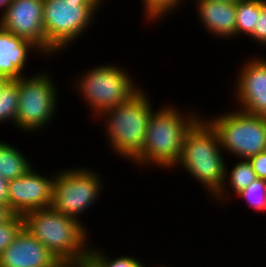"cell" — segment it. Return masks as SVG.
<instances>
[{
  "label": "cell",
  "mask_w": 266,
  "mask_h": 267,
  "mask_svg": "<svg viewBox=\"0 0 266 267\" xmlns=\"http://www.w3.org/2000/svg\"><path fill=\"white\" fill-rule=\"evenodd\" d=\"M98 246L89 245L88 260L85 267H145L143 260L133 256L123 255L116 258L106 256L107 252L99 250Z\"/></svg>",
  "instance_id": "cell-20"
},
{
  "label": "cell",
  "mask_w": 266,
  "mask_h": 267,
  "mask_svg": "<svg viewBox=\"0 0 266 267\" xmlns=\"http://www.w3.org/2000/svg\"><path fill=\"white\" fill-rule=\"evenodd\" d=\"M256 172L257 178L266 180V150L248 159Z\"/></svg>",
  "instance_id": "cell-25"
},
{
  "label": "cell",
  "mask_w": 266,
  "mask_h": 267,
  "mask_svg": "<svg viewBox=\"0 0 266 267\" xmlns=\"http://www.w3.org/2000/svg\"><path fill=\"white\" fill-rule=\"evenodd\" d=\"M221 150L216 131L205 115L200 116L186 131L181 155L173 168L181 166L215 200L213 197L223 185L227 165Z\"/></svg>",
  "instance_id": "cell-2"
},
{
  "label": "cell",
  "mask_w": 266,
  "mask_h": 267,
  "mask_svg": "<svg viewBox=\"0 0 266 267\" xmlns=\"http://www.w3.org/2000/svg\"><path fill=\"white\" fill-rule=\"evenodd\" d=\"M236 196L244 199L252 210L266 212V180L257 178Z\"/></svg>",
  "instance_id": "cell-22"
},
{
  "label": "cell",
  "mask_w": 266,
  "mask_h": 267,
  "mask_svg": "<svg viewBox=\"0 0 266 267\" xmlns=\"http://www.w3.org/2000/svg\"><path fill=\"white\" fill-rule=\"evenodd\" d=\"M15 213L6 204H0V224L8 221Z\"/></svg>",
  "instance_id": "cell-27"
},
{
  "label": "cell",
  "mask_w": 266,
  "mask_h": 267,
  "mask_svg": "<svg viewBox=\"0 0 266 267\" xmlns=\"http://www.w3.org/2000/svg\"><path fill=\"white\" fill-rule=\"evenodd\" d=\"M216 1L236 3L238 0H216Z\"/></svg>",
  "instance_id": "cell-30"
},
{
  "label": "cell",
  "mask_w": 266,
  "mask_h": 267,
  "mask_svg": "<svg viewBox=\"0 0 266 267\" xmlns=\"http://www.w3.org/2000/svg\"><path fill=\"white\" fill-rule=\"evenodd\" d=\"M266 58V57H265ZM249 58L239 66L235 83V100L239 110L266 117V59ZM239 72V73H238Z\"/></svg>",
  "instance_id": "cell-11"
},
{
  "label": "cell",
  "mask_w": 266,
  "mask_h": 267,
  "mask_svg": "<svg viewBox=\"0 0 266 267\" xmlns=\"http://www.w3.org/2000/svg\"><path fill=\"white\" fill-rule=\"evenodd\" d=\"M12 0H0V9H2L1 16L6 12L7 8L9 7V4Z\"/></svg>",
  "instance_id": "cell-29"
},
{
  "label": "cell",
  "mask_w": 266,
  "mask_h": 267,
  "mask_svg": "<svg viewBox=\"0 0 266 267\" xmlns=\"http://www.w3.org/2000/svg\"><path fill=\"white\" fill-rule=\"evenodd\" d=\"M19 79L5 80L0 88V124L12 122L16 128L19 106Z\"/></svg>",
  "instance_id": "cell-18"
},
{
  "label": "cell",
  "mask_w": 266,
  "mask_h": 267,
  "mask_svg": "<svg viewBox=\"0 0 266 267\" xmlns=\"http://www.w3.org/2000/svg\"><path fill=\"white\" fill-rule=\"evenodd\" d=\"M5 78H3L2 76H0V88H1V85L5 82Z\"/></svg>",
  "instance_id": "cell-31"
},
{
  "label": "cell",
  "mask_w": 266,
  "mask_h": 267,
  "mask_svg": "<svg viewBox=\"0 0 266 267\" xmlns=\"http://www.w3.org/2000/svg\"><path fill=\"white\" fill-rule=\"evenodd\" d=\"M142 89L125 103L109 108L98 116L100 119L102 117L100 121L105 122L103 129L107 145L115 156L128 162L141 151L155 109L147 91Z\"/></svg>",
  "instance_id": "cell-4"
},
{
  "label": "cell",
  "mask_w": 266,
  "mask_h": 267,
  "mask_svg": "<svg viewBox=\"0 0 266 267\" xmlns=\"http://www.w3.org/2000/svg\"><path fill=\"white\" fill-rule=\"evenodd\" d=\"M8 181L0 176V204L8 205Z\"/></svg>",
  "instance_id": "cell-26"
},
{
  "label": "cell",
  "mask_w": 266,
  "mask_h": 267,
  "mask_svg": "<svg viewBox=\"0 0 266 267\" xmlns=\"http://www.w3.org/2000/svg\"><path fill=\"white\" fill-rule=\"evenodd\" d=\"M50 71L44 70L31 76L19 78V106L17 110L16 128L20 132L38 133L55 118L58 108V92L56 81ZM57 104V105H56ZM51 121V122H50Z\"/></svg>",
  "instance_id": "cell-7"
},
{
  "label": "cell",
  "mask_w": 266,
  "mask_h": 267,
  "mask_svg": "<svg viewBox=\"0 0 266 267\" xmlns=\"http://www.w3.org/2000/svg\"><path fill=\"white\" fill-rule=\"evenodd\" d=\"M78 167L54 170L51 207L85 225L79 216L89 211L92 204H97L104 180L101 179L102 175L100 176L99 172L91 168Z\"/></svg>",
  "instance_id": "cell-9"
},
{
  "label": "cell",
  "mask_w": 266,
  "mask_h": 267,
  "mask_svg": "<svg viewBox=\"0 0 266 267\" xmlns=\"http://www.w3.org/2000/svg\"><path fill=\"white\" fill-rule=\"evenodd\" d=\"M43 3L44 0H12L6 12L0 16V26L31 41L46 56Z\"/></svg>",
  "instance_id": "cell-12"
},
{
  "label": "cell",
  "mask_w": 266,
  "mask_h": 267,
  "mask_svg": "<svg viewBox=\"0 0 266 267\" xmlns=\"http://www.w3.org/2000/svg\"><path fill=\"white\" fill-rule=\"evenodd\" d=\"M35 170L33 165L21 177L8 181V206L15 214L24 215L52 205L55 173L47 177Z\"/></svg>",
  "instance_id": "cell-10"
},
{
  "label": "cell",
  "mask_w": 266,
  "mask_h": 267,
  "mask_svg": "<svg viewBox=\"0 0 266 267\" xmlns=\"http://www.w3.org/2000/svg\"><path fill=\"white\" fill-rule=\"evenodd\" d=\"M30 52L45 56L31 41L18 37L0 26V76L19 79L25 72Z\"/></svg>",
  "instance_id": "cell-14"
},
{
  "label": "cell",
  "mask_w": 266,
  "mask_h": 267,
  "mask_svg": "<svg viewBox=\"0 0 266 267\" xmlns=\"http://www.w3.org/2000/svg\"><path fill=\"white\" fill-rule=\"evenodd\" d=\"M18 149L0 140V176L7 181L21 177L33 166Z\"/></svg>",
  "instance_id": "cell-17"
},
{
  "label": "cell",
  "mask_w": 266,
  "mask_h": 267,
  "mask_svg": "<svg viewBox=\"0 0 266 267\" xmlns=\"http://www.w3.org/2000/svg\"><path fill=\"white\" fill-rule=\"evenodd\" d=\"M173 106L175 105L163 104L153 110L142 149L131 160V164H136L137 167L149 168L148 166L155 165L154 168L173 169L181 155L186 131L201 116L195 110L181 113L177 106Z\"/></svg>",
  "instance_id": "cell-1"
},
{
  "label": "cell",
  "mask_w": 266,
  "mask_h": 267,
  "mask_svg": "<svg viewBox=\"0 0 266 267\" xmlns=\"http://www.w3.org/2000/svg\"><path fill=\"white\" fill-rule=\"evenodd\" d=\"M24 227L57 259H70L85 267L89 253V230L76 219L54 208L34 209L23 215Z\"/></svg>",
  "instance_id": "cell-3"
},
{
  "label": "cell",
  "mask_w": 266,
  "mask_h": 267,
  "mask_svg": "<svg viewBox=\"0 0 266 267\" xmlns=\"http://www.w3.org/2000/svg\"><path fill=\"white\" fill-rule=\"evenodd\" d=\"M57 260L25 227L0 256V267H48Z\"/></svg>",
  "instance_id": "cell-13"
},
{
  "label": "cell",
  "mask_w": 266,
  "mask_h": 267,
  "mask_svg": "<svg viewBox=\"0 0 266 267\" xmlns=\"http://www.w3.org/2000/svg\"><path fill=\"white\" fill-rule=\"evenodd\" d=\"M140 2L143 4L142 11L144 12V18L147 23L148 21L149 23H158L161 18L167 17V14H173L175 10L178 11L180 6H182L181 4H184L183 0H141Z\"/></svg>",
  "instance_id": "cell-21"
},
{
  "label": "cell",
  "mask_w": 266,
  "mask_h": 267,
  "mask_svg": "<svg viewBox=\"0 0 266 267\" xmlns=\"http://www.w3.org/2000/svg\"><path fill=\"white\" fill-rule=\"evenodd\" d=\"M122 66L102 64L92 66L75 78L74 87L92 110V118L109 108L125 103L143 86L133 81V76Z\"/></svg>",
  "instance_id": "cell-6"
},
{
  "label": "cell",
  "mask_w": 266,
  "mask_h": 267,
  "mask_svg": "<svg viewBox=\"0 0 266 267\" xmlns=\"http://www.w3.org/2000/svg\"><path fill=\"white\" fill-rule=\"evenodd\" d=\"M104 0H44L43 25L46 56L57 55L74 45L90 28ZM100 6V7H99ZM88 28V29H87Z\"/></svg>",
  "instance_id": "cell-5"
},
{
  "label": "cell",
  "mask_w": 266,
  "mask_h": 267,
  "mask_svg": "<svg viewBox=\"0 0 266 267\" xmlns=\"http://www.w3.org/2000/svg\"><path fill=\"white\" fill-rule=\"evenodd\" d=\"M248 38L254 41L253 43H259L260 46H266V0H260V14L257 16L256 25L253 32ZM256 41V42H255Z\"/></svg>",
  "instance_id": "cell-24"
},
{
  "label": "cell",
  "mask_w": 266,
  "mask_h": 267,
  "mask_svg": "<svg viewBox=\"0 0 266 267\" xmlns=\"http://www.w3.org/2000/svg\"><path fill=\"white\" fill-rule=\"evenodd\" d=\"M260 14V0H238L236 2L235 38L241 34L249 36Z\"/></svg>",
  "instance_id": "cell-19"
},
{
  "label": "cell",
  "mask_w": 266,
  "mask_h": 267,
  "mask_svg": "<svg viewBox=\"0 0 266 267\" xmlns=\"http://www.w3.org/2000/svg\"><path fill=\"white\" fill-rule=\"evenodd\" d=\"M23 228L24 217L20 214H14L8 221L0 224V256Z\"/></svg>",
  "instance_id": "cell-23"
},
{
  "label": "cell",
  "mask_w": 266,
  "mask_h": 267,
  "mask_svg": "<svg viewBox=\"0 0 266 267\" xmlns=\"http://www.w3.org/2000/svg\"><path fill=\"white\" fill-rule=\"evenodd\" d=\"M237 163L232 166L230 173L225 169V178L222 187L219 192L214 196L217 203L225 204L227 199L230 197L231 192L228 187L233 190L235 196L249 186L253 181L257 179L256 172L248 159H239ZM229 184V186H228ZM229 193V197H228ZM221 201V202H220Z\"/></svg>",
  "instance_id": "cell-16"
},
{
  "label": "cell",
  "mask_w": 266,
  "mask_h": 267,
  "mask_svg": "<svg viewBox=\"0 0 266 267\" xmlns=\"http://www.w3.org/2000/svg\"><path fill=\"white\" fill-rule=\"evenodd\" d=\"M210 117L206 120L216 131L222 151L227 154L249 159L266 150V117L239 109Z\"/></svg>",
  "instance_id": "cell-8"
},
{
  "label": "cell",
  "mask_w": 266,
  "mask_h": 267,
  "mask_svg": "<svg viewBox=\"0 0 266 267\" xmlns=\"http://www.w3.org/2000/svg\"><path fill=\"white\" fill-rule=\"evenodd\" d=\"M48 267H82L79 263L70 259H57Z\"/></svg>",
  "instance_id": "cell-28"
},
{
  "label": "cell",
  "mask_w": 266,
  "mask_h": 267,
  "mask_svg": "<svg viewBox=\"0 0 266 267\" xmlns=\"http://www.w3.org/2000/svg\"><path fill=\"white\" fill-rule=\"evenodd\" d=\"M199 20L207 32L224 40L235 37L236 3L194 0ZM226 38V39H225Z\"/></svg>",
  "instance_id": "cell-15"
}]
</instances>
